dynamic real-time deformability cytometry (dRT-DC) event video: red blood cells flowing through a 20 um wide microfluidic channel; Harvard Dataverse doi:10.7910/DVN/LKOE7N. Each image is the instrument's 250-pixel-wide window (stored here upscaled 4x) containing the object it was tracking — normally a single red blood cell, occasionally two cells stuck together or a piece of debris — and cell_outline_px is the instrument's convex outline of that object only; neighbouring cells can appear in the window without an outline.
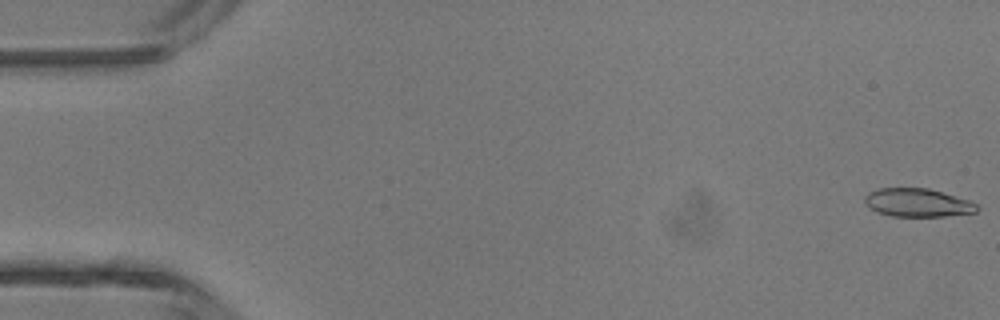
{"species": "common noctule bat (a hibernating species)", "species_latin": "Nyctalus noctula", "temperature_condition": "room temperature", "stored_images_in_passage": 6, "camera_frame_rate_fps": 3000, "um_per_image_px": 0.085, "animal": {"sex": "male", "body_mass_g": 13.3}, "frame": {"image": 1, "passage_image": 1, "time_ms": 0.0, "image_size_px": [1000, 320], "cell_outline_px": [[980, 208], [976, 212], [944, 216], [892, 216], [876, 212], [864, 200], [864, 196], [868, 192], [880, 188], [928, 188], [968, 200], [976, 204]], "centroid_in_image_um": [77.99, 17.22], "position_along_channel_um": 7.0, "area_um2": 18.32}}
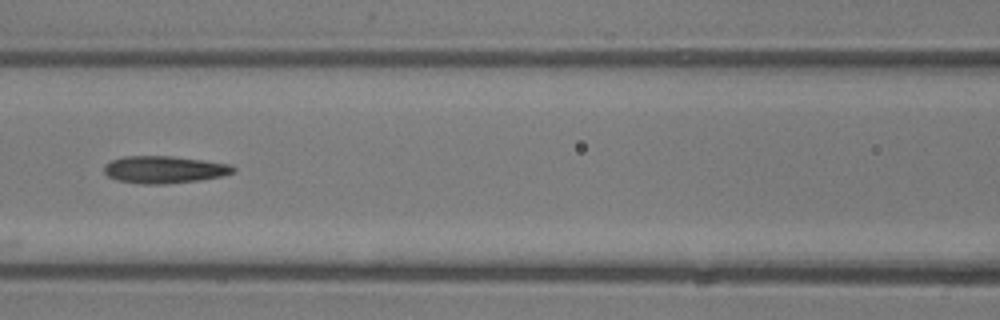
{"frame": {"image": 2, "passage_image": 6, "time_ms": 1.667, "image_size_px": [1000, 320], "cell_outline_px": [[236, 168], [232, 172], [220, 176], [200, 180], [164, 184], [144, 184], [116, 180], [108, 176], [104, 172], [104, 164], [112, 160], [124, 156], [172, 156], [232, 164]], "centroid_in_image_um": [13.94, 14.41], "position_along_channel_um": 152.7, "area_um2": 20.46}}